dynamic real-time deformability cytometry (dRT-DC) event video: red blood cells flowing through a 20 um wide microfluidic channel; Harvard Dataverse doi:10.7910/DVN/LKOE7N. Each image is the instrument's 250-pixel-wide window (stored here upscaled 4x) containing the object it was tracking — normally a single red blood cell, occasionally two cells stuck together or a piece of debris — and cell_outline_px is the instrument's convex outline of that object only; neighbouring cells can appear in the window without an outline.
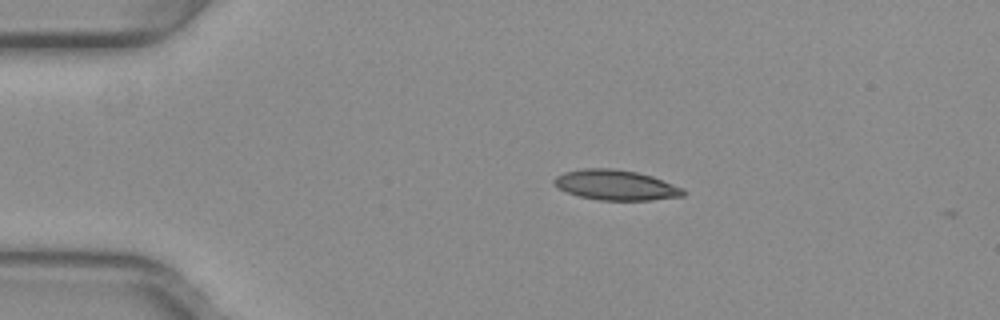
{"species": "common noctule bat (a hibernating species)", "species_latin": "Nyctalus noctula", "temperature_condition": "warm", "stored_images_in_passage": 4, "camera_frame_rate_fps": 3000, "um_per_image_px": 0.085, "animal": {"sex": "female", "body_mass_g": 29.2, "forearm_length_mm": 56.3}, "frame": {"image": 1, "passage_image": 1, "time_ms": 0.0, "image_size_px": [1000, 320], "cell_outline_px": [[684, 196], [652, 200], [600, 200], [580, 196], [568, 192], [560, 188], [552, 180], [556, 176], [564, 172], [584, 168], [616, 168], [636, 172], [652, 176], [684, 188]], "centroid_in_image_um": [52.37, 15.72], "position_along_channel_um": 32.6, "area_um2": 22.6}}